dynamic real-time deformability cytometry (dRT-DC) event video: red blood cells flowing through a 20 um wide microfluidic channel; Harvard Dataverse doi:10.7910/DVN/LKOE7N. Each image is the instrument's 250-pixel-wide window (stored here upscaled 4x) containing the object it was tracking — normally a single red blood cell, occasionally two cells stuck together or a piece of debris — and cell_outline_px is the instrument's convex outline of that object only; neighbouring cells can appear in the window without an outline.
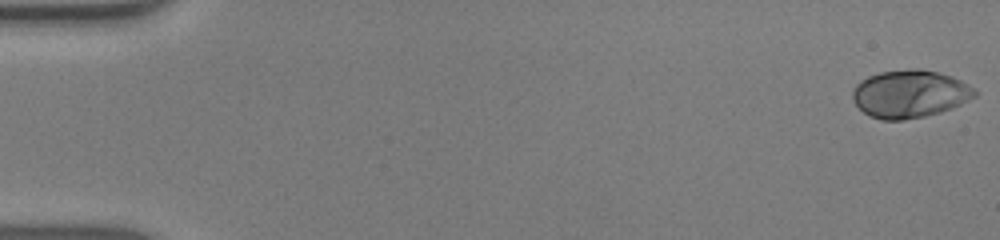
{"species": "human", "species_latin": "Homo sapiens", "temperature_condition": "warm", "stored_images_in_passage": 55, "camera_frame_rate_fps": 3000, "um_per_image_px": 0.085, "donor": {"sex": "male"}, "frame": {"image": 1, "passage_image": 1, "time_ms": 0.0, "image_size_px": [1000, 240], "cell_outline_px": [[976, 96], [960, 104], [940, 112], [924, 116], [904, 120], [880, 120], [864, 112], [852, 100], [852, 92], [856, 84], [860, 80], [868, 76], [880, 72], [912, 68], [920, 68], [952, 76], [968, 84], [976, 92]], "centroid_in_image_um": [77.3, 7.97], "position_along_channel_um": 7.7, "area_um2": 33.87}}
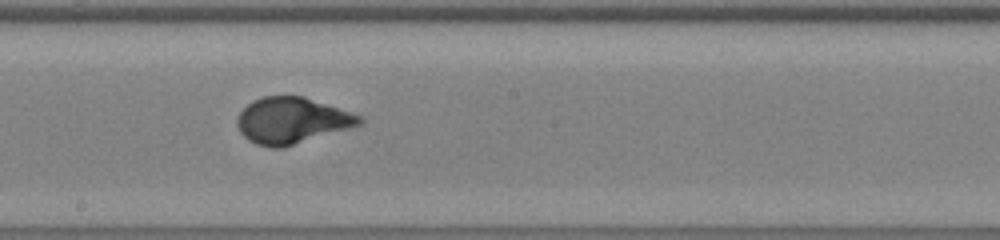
{"frame": {"image": 2, "passage_image": 31, "time_ms": 10.0, "image_size_px": [1000, 240], "cell_outline_px": [[364, 124], [280, 148], [272, 148], [256, 144], [248, 140], [240, 132], [236, 124], [236, 120], [240, 112], [252, 100], [264, 96], [304, 96], [364, 116]], "centroid_in_image_um": [24.83, 10.23], "position_along_channel_um": 223.4, "area_um2": 33.0}}
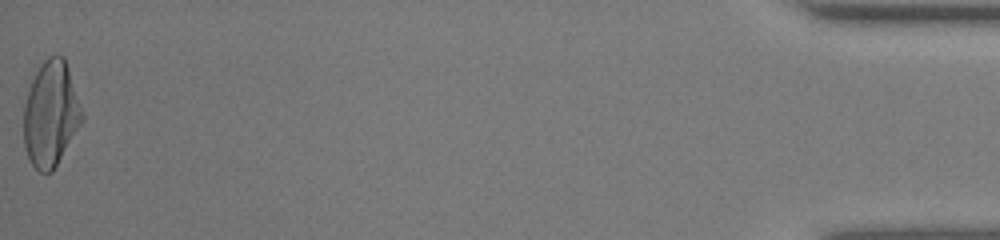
{"frame": {"image": 3, "passage_image": 55, "time_ms": 18.0, "image_size_px": [1000, 240], "cell_outline_px": [[84, 120], [52, 172], [40, 172], [32, 164], [28, 156], [24, 144], [24, 104], [32, 80], [40, 64], [48, 56], [64, 56], [84, 116]], "centroid_in_image_um": [4.32, 9.69], "position_along_channel_um": 430.9, "area_um2": 35.49}, "authors_computed_cell_mechanics": {"area_um2": 32.8304, "velocity_mm_per_s": 3.8126, "shape_relaxation_time_tau1_ms": 4.8808, "shape_relaxation_time_tau2_ms": null, "deformation_change_tau1": 0.2486, "deformation_change_tau2": null}}